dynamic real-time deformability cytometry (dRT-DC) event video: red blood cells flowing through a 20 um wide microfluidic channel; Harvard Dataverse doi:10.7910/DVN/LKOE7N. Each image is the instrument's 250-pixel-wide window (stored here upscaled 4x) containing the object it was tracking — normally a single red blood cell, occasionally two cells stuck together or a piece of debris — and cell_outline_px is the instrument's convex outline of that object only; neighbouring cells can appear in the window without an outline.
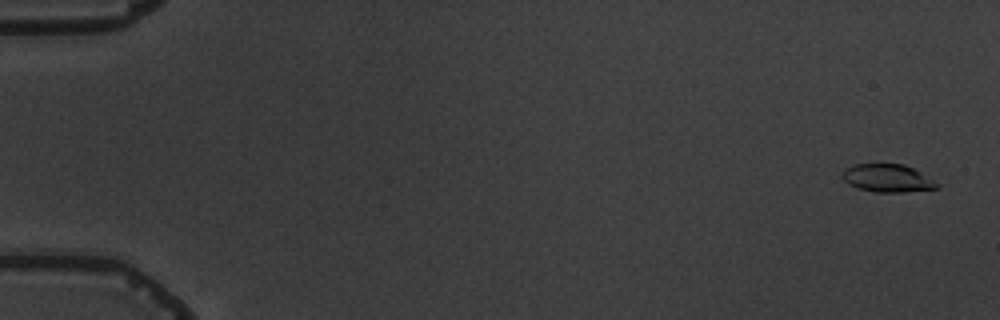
{"species": "common noctule bat (a hibernating species)", "species_latin": "Nyctalus noctula", "temperature_condition": "warm", "stored_images_in_passage": 6, "camera_frame_rate_fps": 3000, "um_per_image_px": 0.085, "animal": {"sex": "male", "body_mass_g": 19.5, "forearm_length_mm": 54.6}, "frame": {"image": 1, "passage_image": 1, "time_ms": 0.0, "image_size_px": [1000, 320], "cell_outline_px": [[940, 184], [936, 188], [904, 192], [876, 192], [856, 188], [848, 184], [840, 176], [840, 172], [844, 168], [852, 164], [904, 164], [920, 172]], "centroid_in_image_um": [75.36, 15.14], "position_along_channel_um": 9.6, "area_um2": 15.49}}
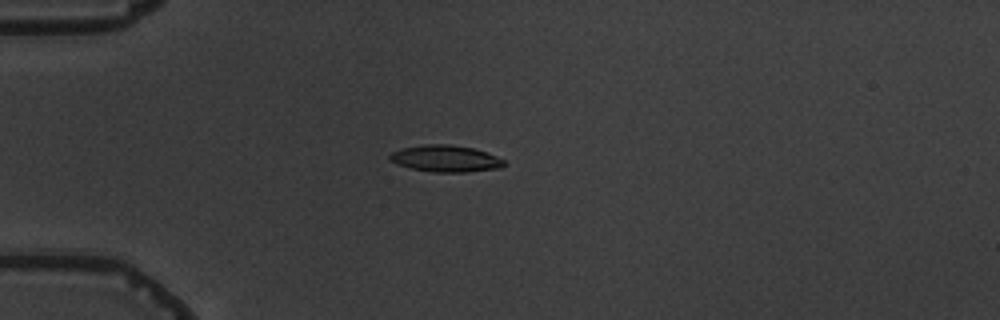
{"frame": {"image": 2, "passage_image": 5, "time_ms": 4.667, "image_size_px": [1000, 320], "cell_outline_px": [[508, 164], [500, 168], [468, 172], [432, 172], [412, 168], [396, 164], [388, 160], [388, 156], [392, 152], [400, 148], [424, 144], [448, 144], [476, 148], [496, 156], [504, 160]], "centroid_in_image_um": [37.87, 13.47], "position_along_channel_um": 47.1, "area_um2": 18.03}}